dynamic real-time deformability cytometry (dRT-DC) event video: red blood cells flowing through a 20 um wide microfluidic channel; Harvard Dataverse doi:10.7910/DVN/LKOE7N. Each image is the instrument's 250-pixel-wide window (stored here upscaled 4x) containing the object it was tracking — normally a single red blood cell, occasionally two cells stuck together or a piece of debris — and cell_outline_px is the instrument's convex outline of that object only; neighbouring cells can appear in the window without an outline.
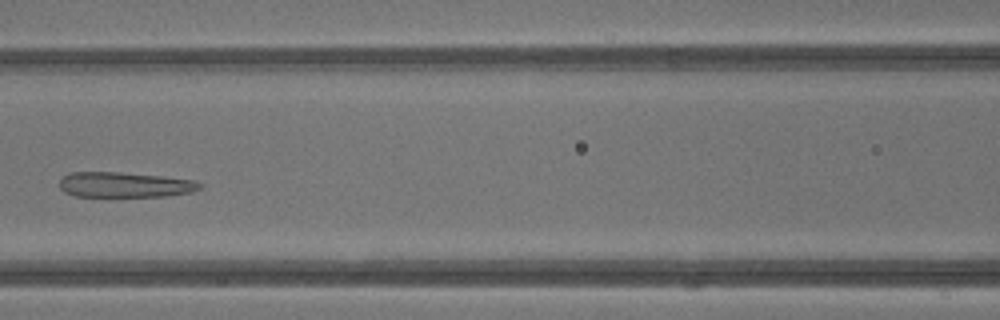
{"species": "common noctule bat (a hibernating species)", "species_latin": "Nyctalus noctula", "temperature_condition": "warm", "stored_images_in_passage": 41, "camera_frame_rate_fps": 3000, "um_per_image_px": 0.085, "animal": {"sex": "male", "body_mass_g": 13.3}, "frame": {"image": 1, "passage_image": 18, "time_ms": 5.667, "image_size_px": [1000, 320], "cell_outline_px": [[204, 188], [192, 192], [164, 196], [76, 196], [64, 192], [60, 188], [60, 180], [64, 176], [72, 172], [120, 172], [160, 176], [196, 180], [204, 184]], "centroid_in_image_um": [10.67, 15.7], "position_along_channel_um": 155.9, "area_um2": 20.69}}
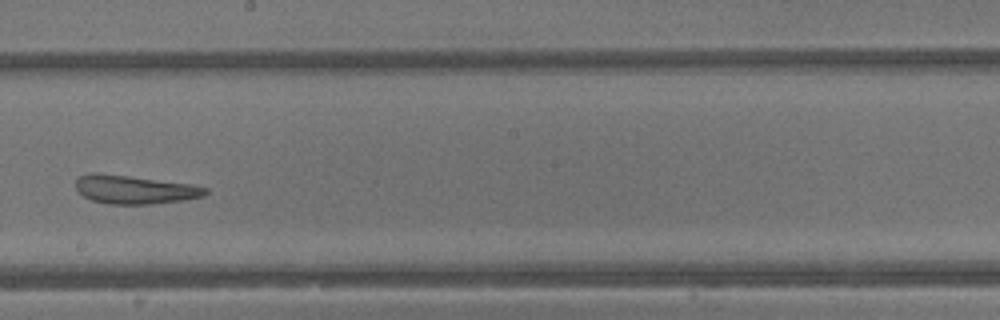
{"frame": {"image": 2, "passage_image": 23, "time_ms": 7.333, "image_size_px": [1000, 320], "cell_outline_px": [[208, 192], [204, 196], [184, 200], [148, 204], [108, 204], [92, 200], [76, 192], [76, 180], [80, 176], [88, 172], [100, 172], [192, 184], [208, 188]], "centroid_in_image_um": [11.41, 16.1], "position_along_channel_um": 236.8, "area_um2": 21.79}}
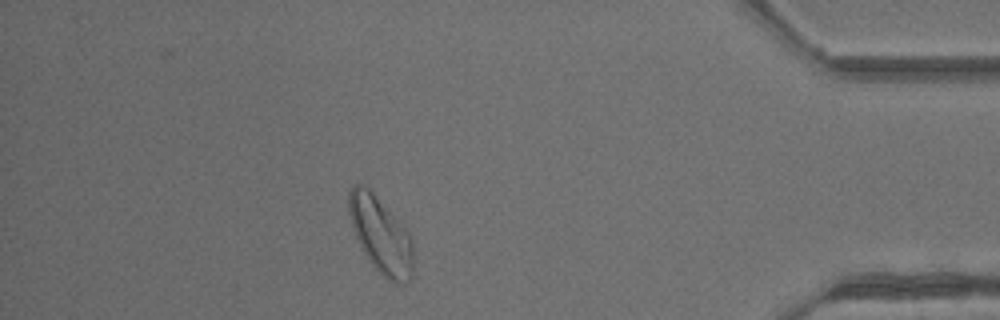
{"frame": {"image": 3, "passage_image": 36, "time_ms": 11.667, "image_size_px": [1000, 320], "cell_outline_px": [[412, 276], [404, 284], [396, 284], [388, 280], [372, 264], [364, 252], [352, 228], [348, 212], [348, 192], [352, 184], [360, 184], [368, 188], [372, 192], [408, 232], [412, 240]], "centroid_in_image_um": [32.34, 19.98], "position_along_channel_um": 402.9, "area_um2": 28.15}, "authors_computed_cell_mechanics": {"area_um2": 26.5302, "velocity_mm_per_s": 4.8746, "shape_relaxation_time_tau1_ms": null, "shape_relaxation_time_tau2_ms": 2.1145, "deformation_change_tau1": null, "deformation_change_tau2": 0.1082}}